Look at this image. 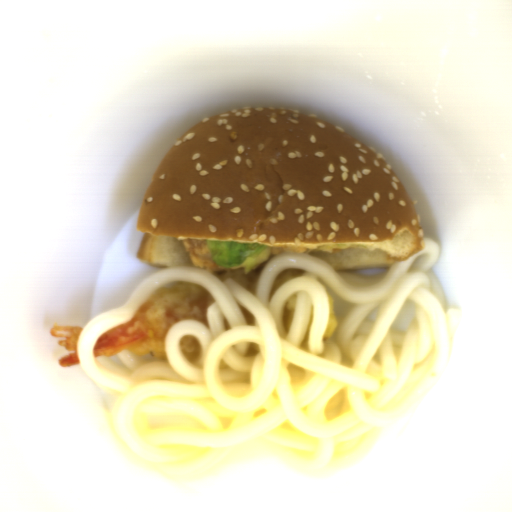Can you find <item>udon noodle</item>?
<instances>
[{
	"label": "udon noodle",
	"instance_id": "d5520da0",
	"mask_svg": "<svg viewBox=\"0 0 512 512\" xmlns=\"http://www.w3.org/2000/svg\"><path fill=\"white\" fill-rule=\"evenodd\" d=\"M441 251L422 249L376 274L336 271L297 252L260 269L255 295L194 265L146 277L122 307L87 321L76 342L85 374L119 397L110 423L153 474L197 481L247 455L266 454L305 472L348 466L383 430L430 401L456 353L462 314L447 306L433 267ZM305 270L268 299L276 276ZM199 284L214 299L208 325L181 320L165 339L170 362L131 353L95 357V341L125 324L159 286ZM297 293L294 319L283 310ZM327 293L337 326L329 339ZM183 335L199 340L196 363Z\"/></svg>",
	"mask_w": 512,
	"mask_h": 512
}]
</instances>
